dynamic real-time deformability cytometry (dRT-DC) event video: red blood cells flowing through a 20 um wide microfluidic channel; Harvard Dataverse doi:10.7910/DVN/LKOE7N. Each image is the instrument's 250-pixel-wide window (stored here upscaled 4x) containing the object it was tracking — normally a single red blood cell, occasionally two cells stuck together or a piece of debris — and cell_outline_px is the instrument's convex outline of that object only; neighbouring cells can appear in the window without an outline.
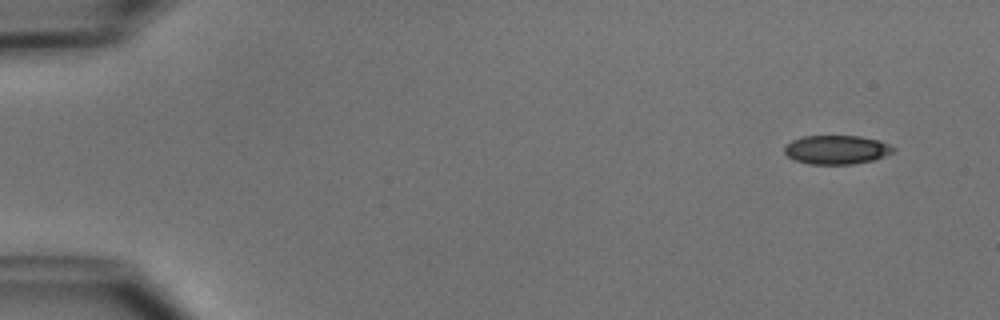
{"species": "common noctule bat (a hibernating species)", "species_latin": "Nyctalus noctula", "temperature_condition": "cold", "stored_images_in_passage": 6, "camera_frame_rate_fps": 3000, "um_per_image_px": 0.085, "animal": {"sex": "male", "body_mass_g": 15.6}, "frame": {"image": 1, "passage_image": 1, "time_ms": 0.0, "image_size_px": [1000, 320], "cell_outline_px": [[896, 148], [892, 152], [884, 156], [872, 160], [852, 164], [808, 164], [796, 160], [788, 156], [784, 152], [784, 144], [792, 140], [804, 136], [860, 136], [880, 140]], "centroid_in_image_um": [71.09, 12.72], "position_along_channel_um": 13.9, "area_um2": 18.32}}
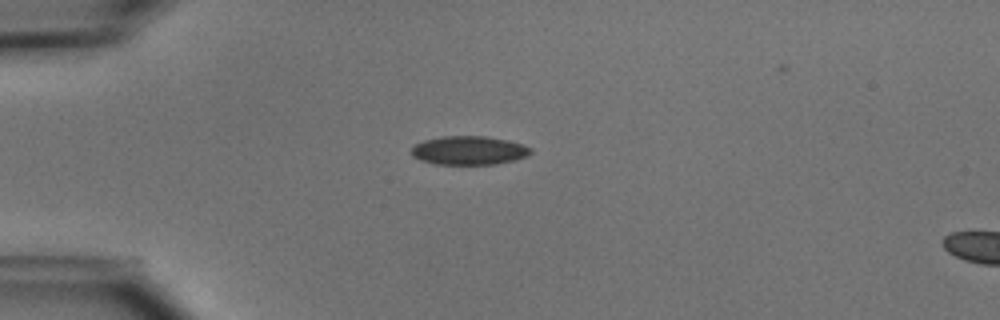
{"frame": {"image": 2, "passage_image": 3, "time_ms": 3.333, "image_size_px": [1000, 320], "cell_outline_px": [[532, 152], [528, 156], [516, 160], [496, 164], [436, 164], [420, 160], [412, 156], [412, 148], [416, 144], [424, 140], [440, 136], [484, 136], [508, 140], [524, 144], [532, 148]], "centroid_in_image_um": [39.9, 12.78], "position_along_channel_um": 45.1, "area_um2": 20.11}}
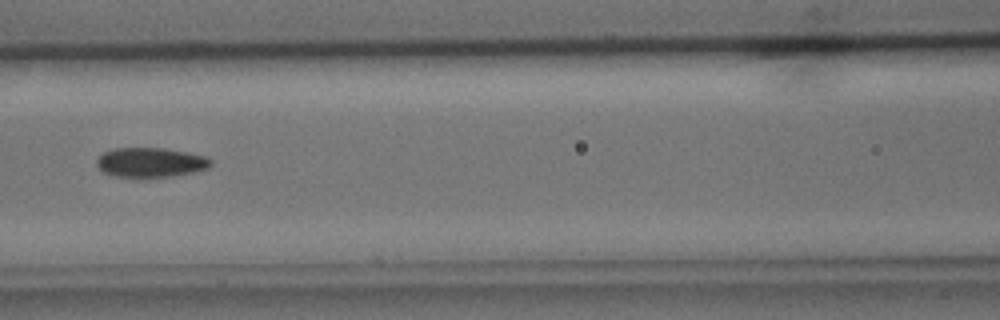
{"frame": {"image": 3, "passage_image": 6, "time_ms": 6.667, "image_size_px": [1000, 320], "cell_outline_px": [[212, 164], [208, 168], [192, 172], [172, 176], [140, 180], [116, 176], [104, 172], [96, 164], [96, 156], [112, 148], [164, 148], [188, 152], [208, 156], [212, 160]], "centroid_in_image_um": [12.78, 13.83], "position_along_channel_um": 153.8, "area_um2": 20.4}}